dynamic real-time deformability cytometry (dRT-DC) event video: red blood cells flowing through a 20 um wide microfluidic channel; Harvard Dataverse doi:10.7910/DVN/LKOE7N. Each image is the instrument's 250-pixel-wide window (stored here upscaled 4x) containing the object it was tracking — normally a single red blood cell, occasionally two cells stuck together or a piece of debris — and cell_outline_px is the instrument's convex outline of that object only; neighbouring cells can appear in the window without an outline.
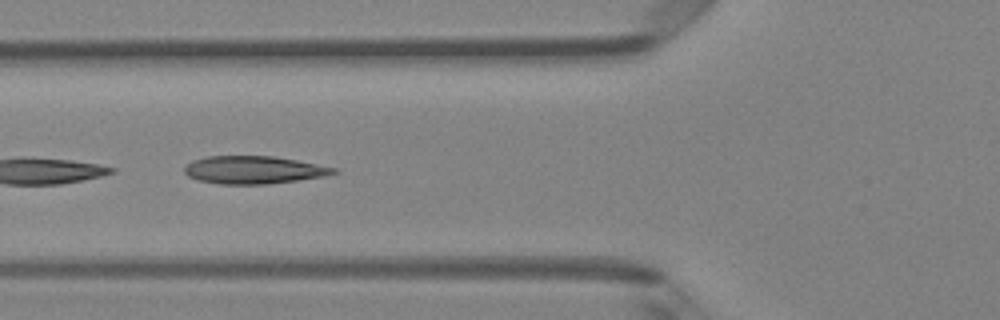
{"species": "Egyptian fruit bat (a non-hibernating species)", "species_latin": "Rousettus aegyptiacus", "temperature_condition": "room temperature", "stored_images_in_passage": 7, "camera_frame_rate_fps": 3000, "um_per_image_px": 0.085, "animal": {"sex": "female"}, "frame": {"image": 1, "passage_image": 4, "time_ms": 3.667, "image_size_px": [1000, 320], "cell_outline_px": [[340, 172], [324, 176], [296, 180], [264, 184], [220, 184], [196, 180], [188, 176], [184, 172], [184, 168], [192, 160], [208, 156], [272, 156], [296, 160], [336, 168]], "centroid_in_image_um": [21.53, 14.44], "position_along_channel_um": 104.3, "area_um2": 23.99}}
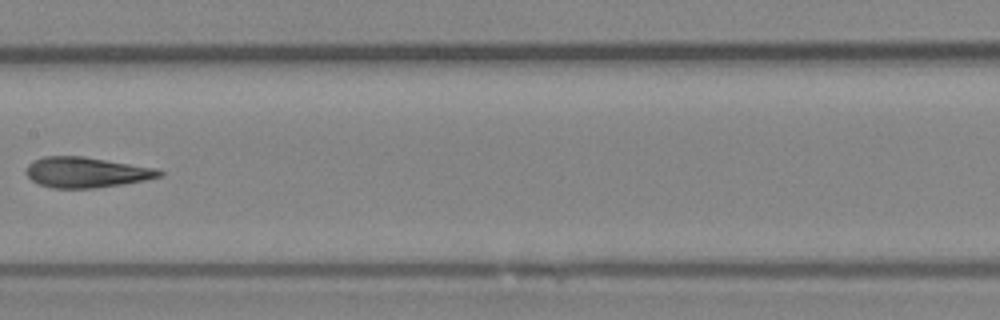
{"frame": {"image": 2, "passage_image": 6, "time_ms": 6.0, "image_size_px": [1000, 320], "cell_outline_px": [[164, 176], [144, 180], [96, 188], [52, 188], [40, 184], [32, 180], [28, 176], [28, 164], [32, 160], [44, 156], [84, 156], [156, 168], [164, 172]], "centroid_in_image_um": [7.36, 14.64], "position_along_channel_um": 200.0, "area_um2": 23.52}}
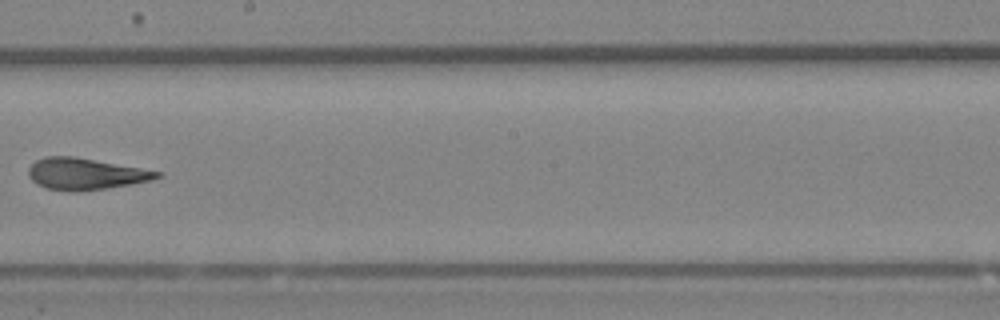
{"frame": {"image": 3, "passage_image": 7, "time_ms": 7.0, "image_size_px": [1000, 320], "cell_outline_px": [[164, 176], [152, 180], [132, 184], [108, 188], [76, 192], [68, 192], [48, 188], [36, 184], [28, 176], [28, 168], [36, 160], [48, 156], [72, 156], [164, 172]], "centroid_in_image_um": [7.29, 14.79], "position_along_channel_um": 240.9, "area_um2": 23.76}}